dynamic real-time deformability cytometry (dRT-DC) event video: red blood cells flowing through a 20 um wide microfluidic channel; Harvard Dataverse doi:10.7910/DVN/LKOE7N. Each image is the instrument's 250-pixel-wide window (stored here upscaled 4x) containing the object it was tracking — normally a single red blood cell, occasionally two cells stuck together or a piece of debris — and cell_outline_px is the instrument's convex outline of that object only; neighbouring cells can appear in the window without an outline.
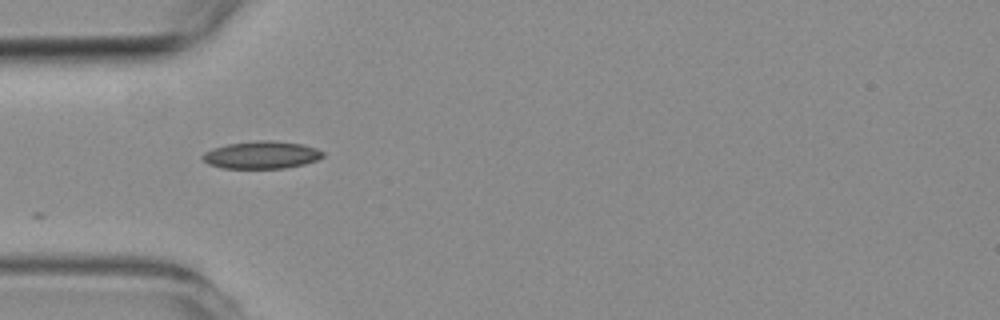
{"species": "common noctule bat (a hibernating species)", "species_latin": "Nyctalus noctula", "temperature_condition": "room temperature", "stored_images_in_passage": 1, "camera_frame_rate_fps": 3000, "um_per_image_px": 0.085, "animal": {"sex": "female", "body_mass_g": 19.3, "forearm_length_mm": 54.1}, "frame": {"image": 1, "passage_image": 1, "time_ms": 0.0, "image_size_px": [1000, 320], "cell_outline_px": [[324, 156], [316, 160], [304, 164], [284, 168], [220, 168], [208, 164], [200, 156], [204, 152], [212, 148], [228, 144], [260, 140], [272, 140], [304, 144], [316, 148], [324, 152]], "centroid_in_image_um": [22.22, 13.16], "position_along_channel_um": 62.8, "area_um2": 19.36}}